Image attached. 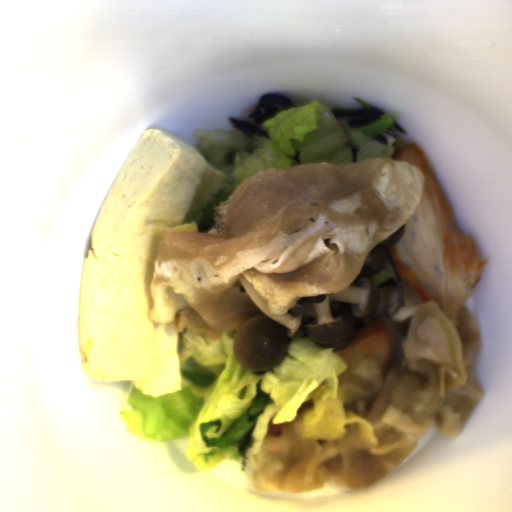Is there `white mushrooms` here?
Instances as JSON below:
<instances>
[{
  "instance_id": "white-mushrooms-1",
  "label": "white mushrooms",
  "mask_w": 512,
  "mask_h": 512,
  "mask_svg": "<svg viewBox=\"0 0 512 512\" xmlns=\"http://www.w3.org/2000/svg\"><path fill=\"white\" fill-rule=\"evenodd\" d=\"M405 231L404 224L377 243L359 274L343 291L300 298L280 314L271 313L254 285L243 274L239 276V284L262 315L237 327L233 343L236 361L249 372L271 370L297 337H308L320 348L336 353L348 348L356 322L373 316L379 308V289L371 277L383 269L386 249L400 243Z\"/></svg>"
}]
</instances>
